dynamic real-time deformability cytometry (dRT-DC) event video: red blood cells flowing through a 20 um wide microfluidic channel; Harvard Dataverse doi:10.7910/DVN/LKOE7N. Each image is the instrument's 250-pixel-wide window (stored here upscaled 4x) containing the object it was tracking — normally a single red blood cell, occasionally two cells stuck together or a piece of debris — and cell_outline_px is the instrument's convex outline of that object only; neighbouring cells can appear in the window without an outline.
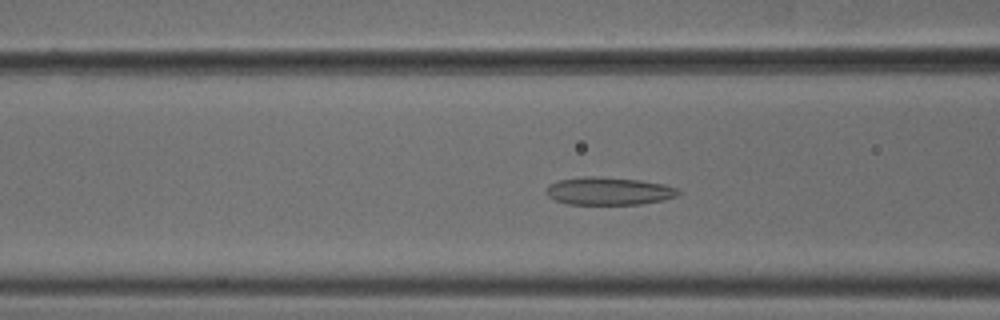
{"species": "common noctule bat (a hibernating species)", "species_latin": "Nyctalus noctula", "temperature_condition": "cold", "stored_images_in_passage": 53, "camera_frame_rate_fps": 3000, "um_per_image_px": 0.085, "animal": {"sex": "male", "body_mass_g": 18.8}, "frame": {"image": 1, "passage_image": 21, "time_ms": 6.667, "image_size_px": [1000, 320], "cell_outline_px": [[680, 196], [640, 204], [568, 204], [556, 200], [548, 196], [544, 192], [544, 188], [548, 184], [556, 180], [584, 176], [600, 176], [640, 180], [664, 184], [676, 188], [680, 192]], "centroid_in_image_um": [51.69, 16.22], "position_along_channel_um": 114.9, "area_um2": 21.62}}
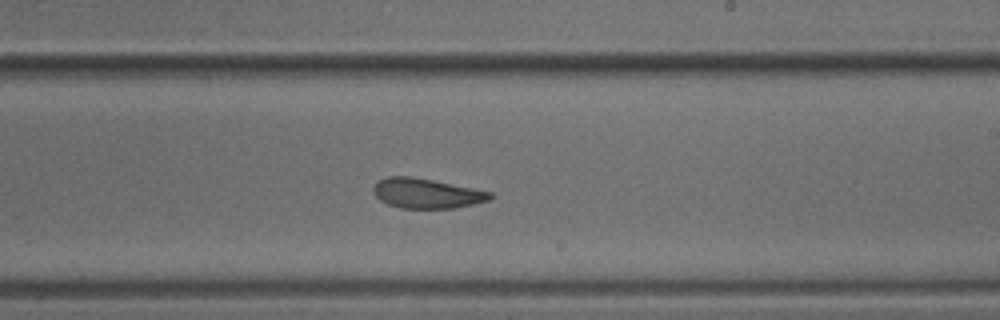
{"frame": {"image": 2, "passage_image": 32, "time_ms": 10.333, "image_size_px": [1000, 320], "cell_outline_px": [[492, 200], [452, 208], [400, 208], [388, 204], [380, 200], [372, 192], [372, 188], [376, 180], [388, 176], [412, 176], [492, 192]], "centroid_in_image_um": [36.21, 16.43], "position_along_channel_um": 252.8, "area_um2": 20.35}}
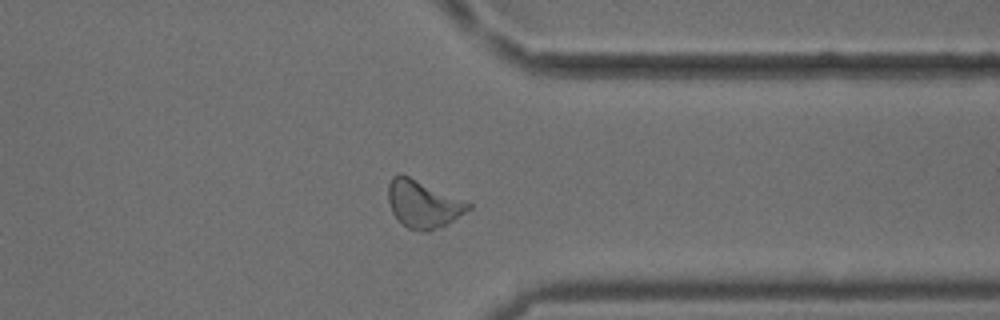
{"frame": {"image": 3, "passage_image": 42, "time_ms": 13.667, "image_size_px": [1000, 320], "cell_outline_px": [[472, 208], [452, 220], [428, 232], [420, 232], [408, 228], [392, 212], [388, 200], [388, 184], [392, 176], [400, 172], [468, 200], [472, 204]], "centroid_in_image_um": [35.98, 17.3], "position_along_channel_um": 375.4, "area_um2": 22.37}, "authors_computed_cell_mechanics": {"area_um2": 21.9062, "velocity_mm_per_s": 3.7601, "shape_relaxation_time_tau1_ms": null, "shape_relaxation_time_tau2_ms": 2.0629, "deformation_change_tau1": null, "deformation_change_tau2": 0.0859}}